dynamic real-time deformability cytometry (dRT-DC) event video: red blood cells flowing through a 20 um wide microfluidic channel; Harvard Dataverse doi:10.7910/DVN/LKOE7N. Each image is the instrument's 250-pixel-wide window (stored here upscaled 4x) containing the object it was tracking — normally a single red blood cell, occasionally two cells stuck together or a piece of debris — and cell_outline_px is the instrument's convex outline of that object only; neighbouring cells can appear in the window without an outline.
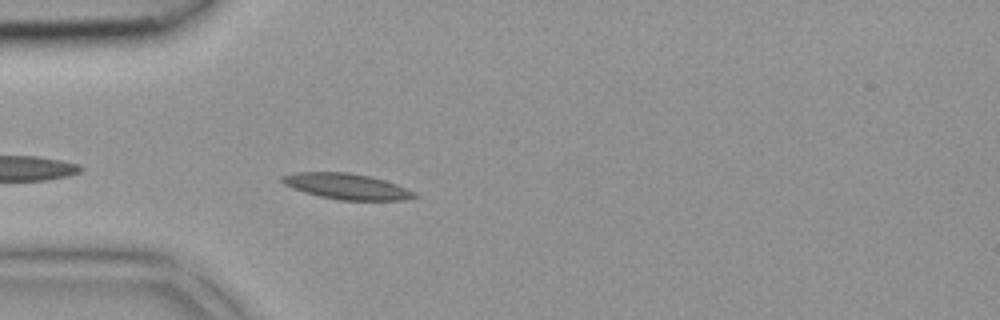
{"species": "common noctule bat (a hibernating species)", "species_latin": "Nyctalus noctula", "temperature_condition": "room temperature", "stored_images_in_passage": 31, "camera_frame_rate_fps": 3000, "um_per_image_px": 0.085, "animal": {"sex": "female", "body_mass_g": 18.4}, "frame": {"image": 1, "passage_image": 2, "time_ms": 0.333, "image_size_px": [1000, 320], "cell_outline_px": [[416, 196], [404, 200], [336, 200], [304, 192], [292, 188], [284, 184], [280, 180], [280, 176], [300, 172], [348, 172], [368, 176], [384, 180], [396, 184], [416, 192]], "centroid_in_image_um": [29.44, 15.84], "position_along_channel_um": 55.6, "area_um2": 19.77}}
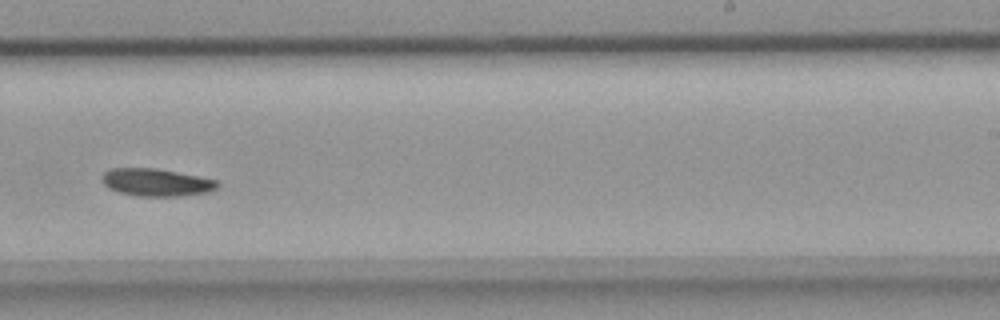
{"frame": {"image": 2, "passage_image": 16, "time_ms": 5.0, "image_size_px": [1000, 320], "cell_outline_px": [[220, 184], [216, 188], [208, 192], [180, 196], [136, 196], [120, 192], [108, 188], [104, 184], [100, 176], [108, 168], [156, 168], [216, 180]], "centroid_in_image_um": [13.23, 15.5], "position_along_channel_um": 275.8, "area_um2": 18.5}}
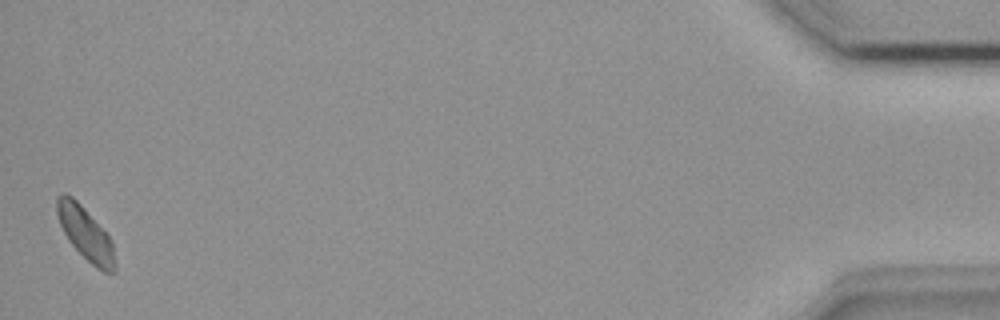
{"frame": {"image": 3, "passage_image": 31, "time_ms": 10.0, "image_size_px": [1000, 320], "cell_outline_px": [[116, 272], [104, 272], [96, 268], [68, 240], [60, 224], [56, 212], [56, 196], [64, 192], [72, 196], [80, 204], [108, 236], [112, 244], [116, 264]], "centroid_in_image_um": [7.25, 19.84], "position_along_channel_um": 428.0, "area_um2": 17.51}}